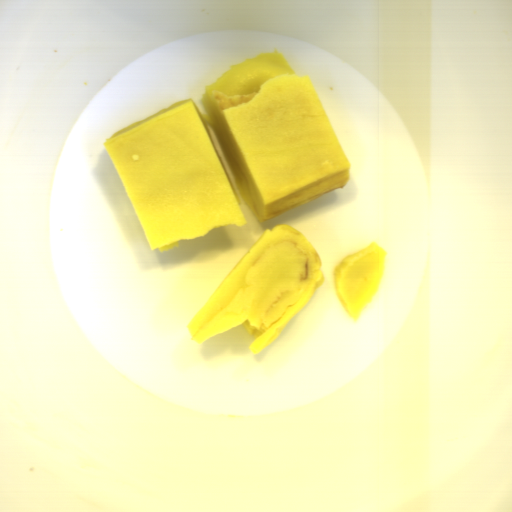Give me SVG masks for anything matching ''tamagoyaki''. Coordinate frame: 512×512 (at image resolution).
Masks as SVG:
<instances>
[{"label": "tamagoyaki", "instance_id": "81b7327e", "mask_svg": "<svg viewBox=\"0 0 512 512\" xmlns=\"http://www.w3.org/2000/svg\"><path fill=\"white\" fill-rule=\"evenodd\" d=\"M199 100L203 114L186 97L103 145L152 251L245 225L242 204L266 223L350 183L321 97L276 48L230 65Z\"/></svg>", "mask_w": 512, "mask_h": 512}, {"label": "tamagoyaki", "instance_id": "833754b4", "mask_svg": "<svg viewBox=\"0 0 512 512\" xmlns=\"http://www.w3.org/2000/svg\"><path fill=\"white\" fill-rule=\"evenodd\" d=\"M321 266L320 255L297 229L267 228L186 325L190 336L201 346L241 326L254 338L250 354L259 353L322 287Z\"/></svg>", "mask_w": 512, "mask_h": 512}, {"label": "tamagoyaki", "instance_id": "9680ed9f", "mask_svg": "<svg viewBox=\"0 0 512 512\" xmlns=\"http://www.w3.org/2000/svg\"><path fill=\"white\" fill-rule=\"evenodd\" d=\"M387 254L373 241L333 267L336 294L345 312L357 321L380 289Z\"/></svg>", "mask_w": 512, "mask_h": 512}]
</instances>
